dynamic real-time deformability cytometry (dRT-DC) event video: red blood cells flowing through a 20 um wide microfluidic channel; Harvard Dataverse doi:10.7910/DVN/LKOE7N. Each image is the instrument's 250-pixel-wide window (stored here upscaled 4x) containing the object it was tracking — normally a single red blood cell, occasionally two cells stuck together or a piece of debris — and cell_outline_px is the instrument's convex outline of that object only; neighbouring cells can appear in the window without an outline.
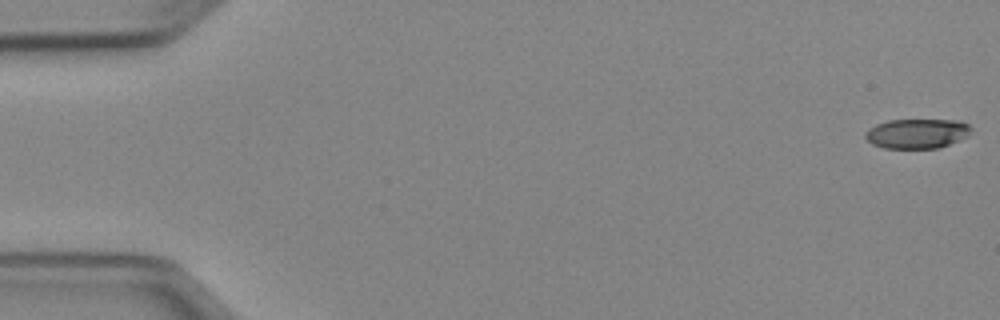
{"species": "Egyptian fruit bat (a non-hibernating species)", "species_latin": "Rousettus aegyptiacus", "temperature_condition": "cold", "stored_images_in_passage": 46, "camera_frame_rate_fps": 3000, "um_per_image_px": 0.085, "animal": {"sex": "female"}, "frame": {"image": 1, "passage_image": 1, "time_ms": 0.0, "image_size_px": [1000, 320], "cell_outline_px": [[972, 128], [968, 136], [940, 148], [884, 148], [872, 144], [864, 136], [864, 132], [868, 128], [876, 124], [888, 120], [960, 120], [968, 124]], "centroid_in_image_um": [77.94, 11.35], "position_along_channel_um": 7.1, "area_um2": 18.44}}
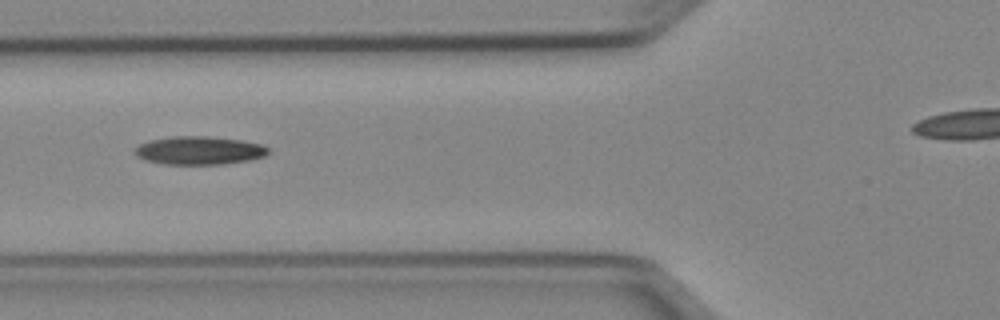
{"frame": {"image": 2, "passage_image": 20, "time_ms": 6.333, "image_size_px": [1000, 320], "cell_outline_px": [[268, 152], [264, 156], [252, 160], [224, 164], [164, 164], [144, 160], [136, 156], [132, 152], [140, 144], [148, 140], [172, 136], [208, 136], [244, 140], [260, 144], [268, 148]], "centroid_in_image_um": [16.91, 12.79], "position_along_channel_um": 108.9, "area_um2": 22.2}}
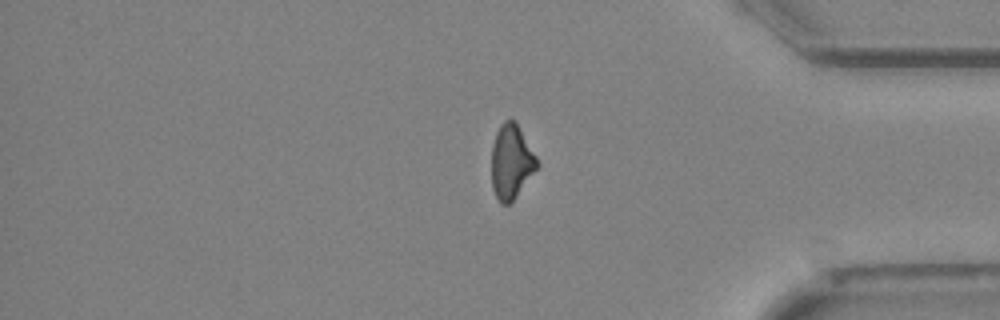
{"frame": {"image": 3, "passage_image": 43, "time_ms": 14.0, "image_size_px": [1000, 320], "cell_outline_px": [[540, 164], [516, 196], [508, 204], [500, 204], [492, 188], [492, 144], [496, 132], [500, 124], [504, 120], [512, 120], [516, 124], [536, 156]], "centroid_in_image_um": [43.44, 13.76], "position_along_channel_um": 391.8, "area_um2": 19.36}}